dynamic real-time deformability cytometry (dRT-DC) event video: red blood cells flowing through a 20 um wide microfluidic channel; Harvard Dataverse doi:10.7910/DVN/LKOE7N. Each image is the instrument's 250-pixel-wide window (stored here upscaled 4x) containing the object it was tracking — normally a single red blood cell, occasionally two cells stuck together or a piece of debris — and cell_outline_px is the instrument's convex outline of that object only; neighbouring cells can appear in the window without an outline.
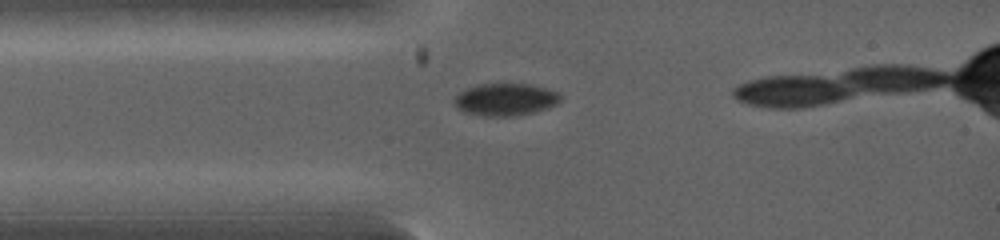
{"species": "common noctule bat (a hibernating species)", "species_latin": "Nyctalus noctula", "temperature_condition": "warm", "stored_images_in_passage": 6, "camera_frame_rate_fps": 5000, "um_per_image_px": 0.085, "animal": {"sex": "female", "body_mass_g": 19.0, "forearm_length_mm": 53.3}, "frame": {"image": 1, "passage_image": 1, "time_ms": 0.0, "image_size_px": [1000, 240], "cell_outline_px": [[560, 100], [556, 104], [548, 108], [532, 112], [512, 116], [484, 116], [464, 112], [456, 108], [452, 104], [452, 100], [460, 92], [468, 88], [480, 84], [528, 84], [560, 92]], "centroid_in_image_um": [42.92, 8.46], "position_along_channel_um": 42.1, "area_um2": 19.94}}
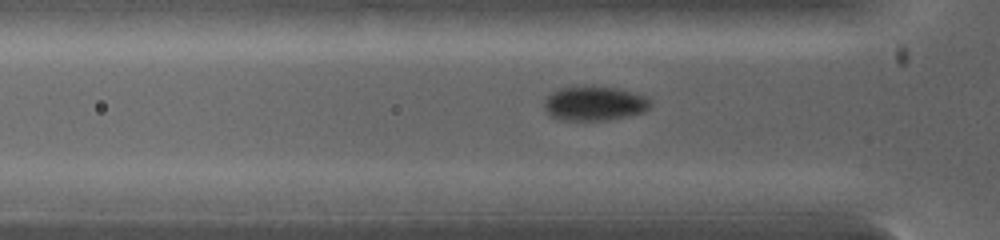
{"frame": {"image": 2, "passage_image": 4, "time_ms": 0.6, "image_size_px": [1000, 240], "cell_outline_px": [[652, 104], [644, 112], [628, 116], [608, 120], [564, 120], [552, 116], [544, 108], [544, 100], [552, 92], [560, 88], [616, 88], [644, 96]], "centroid_in_image_um": [50.52, 8.83], "position_along_channel_um": 75.3, "area_um2": 20.58}}